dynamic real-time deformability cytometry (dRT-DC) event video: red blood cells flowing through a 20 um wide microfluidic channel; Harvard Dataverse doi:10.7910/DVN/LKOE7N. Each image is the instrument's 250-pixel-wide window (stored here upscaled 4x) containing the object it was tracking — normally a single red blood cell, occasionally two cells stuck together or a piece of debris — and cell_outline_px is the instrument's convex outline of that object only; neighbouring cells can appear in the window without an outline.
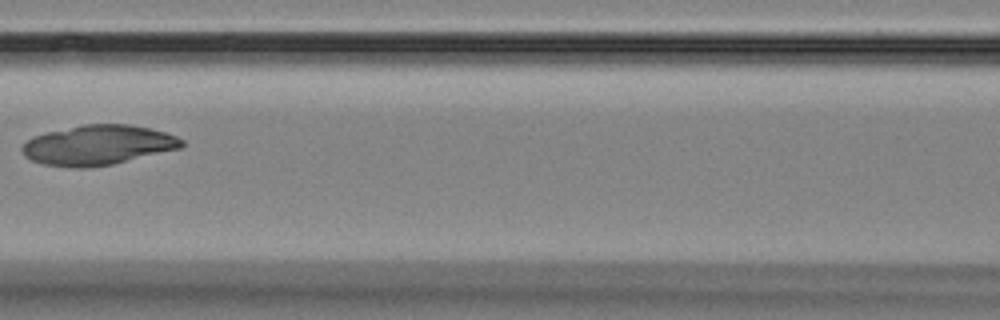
{"species": "Egyptian fruit bat (a non-hibernating species)", "species_latin": "Rousettus aegyptiacus", "temperature_condition": "room temperature", "stored_images_in_passage": 6, "camera_frame_rate_fps": 3000, "um_per_image_px": 0.085, "animal": {"sex": "female"}, "frame": {"image": 1, "passage_image": 4, "time_ms": 3.667, "image_size_px": [1000, 320], "cell_outline_px": [[184, 144], [180, 148], [112, 164], [88, 168], [72, 168], [44, 164], [32, 160], [24, 156], [20, 148], [28, 140], [36, 136], [48, 132], [84, 124], [128, 124], [152, 128], [176, 136], [184, 140]], "centroid_in_image_um": [8.33, 12.33], "position_along_channel_um": 158.3, "area_um2": 36.88}}